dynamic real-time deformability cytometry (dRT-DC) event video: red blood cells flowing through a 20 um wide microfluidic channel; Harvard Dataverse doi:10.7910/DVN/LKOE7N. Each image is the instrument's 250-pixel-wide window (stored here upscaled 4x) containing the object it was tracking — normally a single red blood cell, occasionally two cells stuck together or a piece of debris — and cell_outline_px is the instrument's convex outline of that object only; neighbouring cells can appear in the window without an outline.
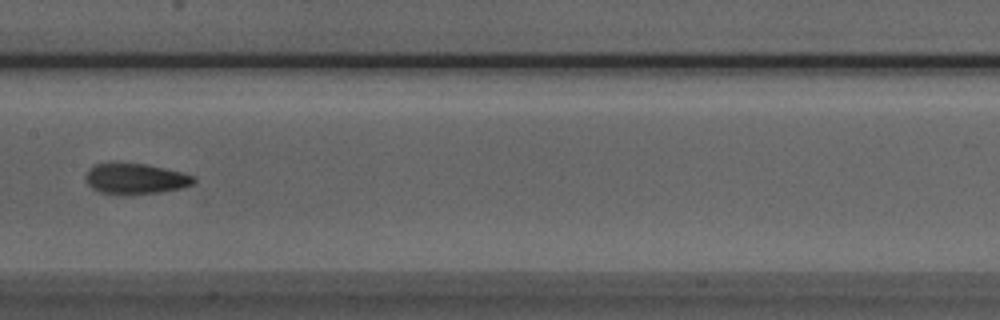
{"species": "Egyptian fruit bat (a non-hibernating species)", "species_latin": "Rousettus aegyptiacus", "temperature_condition": "room temperature", "stored_images_in_passage": 9, "camera_frame_rate_fps": 3000, "um_per_image_px": 0.085, "animal": {"sex": "male"}, "frame": {"image": 1, "passage_image": 8, "time_ms": 2.333, "image_size_px": [1000, 320], "cell_outline_px": [[196, 180], [192, 184], [184, 188], [160, 192], [132, 196], [120, 196], [100, 192], [92, 188], [88, 184], [84, 176], [88, 168], [96, 164], [112, 160], [116, 160], [148, 164], [184, 172], [196, 176]], "centroid_in_image_um": [11.49, 15.17], "position_along_channel_um": 195.9, "area_um2": 20.63}}
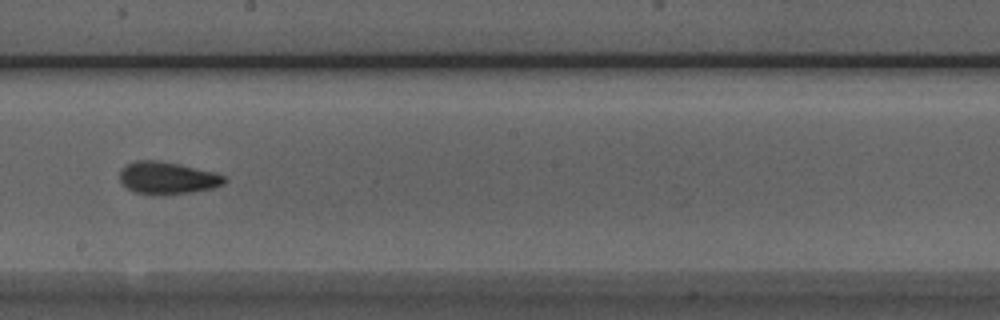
{"frame": {"image": 2, "passage_image": 9, "time_ms": 2.667, "image_size_px": [1000, 320], "cell_outline_px": [[228, 180], [224, 184], [212, 188], [192, 192], [164, 196], [152, 196], [136, 192], [128, 188], [120, 180], [120, 168], [124, 164], [136, 160], [160, 160], [216, 172], [224, 176]], "centroid_in_image_um": [14.22, 15.13], "position_along_channel_um": 234.0, "area_um2": 20.17}}